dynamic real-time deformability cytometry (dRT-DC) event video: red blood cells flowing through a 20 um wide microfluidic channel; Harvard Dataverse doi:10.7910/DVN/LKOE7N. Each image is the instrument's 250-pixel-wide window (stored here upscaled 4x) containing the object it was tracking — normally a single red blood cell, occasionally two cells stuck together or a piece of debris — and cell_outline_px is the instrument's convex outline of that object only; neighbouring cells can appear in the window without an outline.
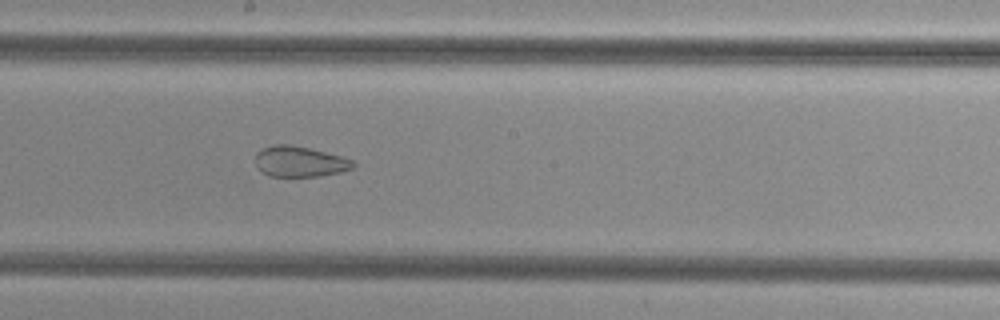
{"species": "common noctule bat (a hibernating species)", "species_latin": "Nyctalus noctula", "temperature_condition": "cold", "stored_images_in_passage": 42, "camera_frame_rate_fps": 3000, "um_per_image_px": 0.085, "animal": {"sex": "female", "body_mass_g": 29.2, "forearm_length_mm": 56.3}, "frame": {"image": 1, "passage_image": 28, "time_ms": 9.0, "image_size_px": [1000, 320], "cell_outline_px": [[356, 164], [352, 168], [340, 172], [320, 176], [268, 176], [260, 172], [256, 168], [256, 152], [272, 144], [288, 144], [308, 148], [340, 156], [352, 160]], "centroid_in_image_um": [25.43, 13.74], "position_along_channel_um": 222.8, "area_um2": 17.4}}
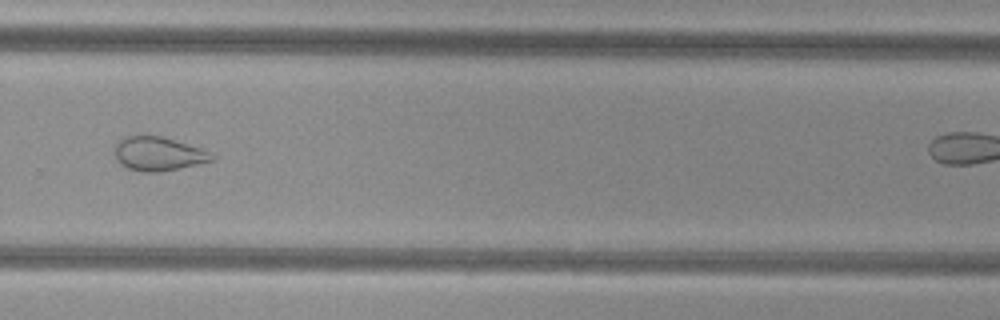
{"frame": {"image": 2, "passage_image": 35, "time_ms": 11.333, "image_size_px": [1000, 320], "cell_outline_px": [[216, 156], [212, 160], [196, 164], [160, 172], [140, 172], [128, 168], [120, 164], [116, 160], [116, 144], [120, 140], [128, 136], [164, 136], [200, 148]], "centroid_in_image_um": [13.44, 13.08], "position_along_channel_um": 316.4, "area_um2": 18.9}}
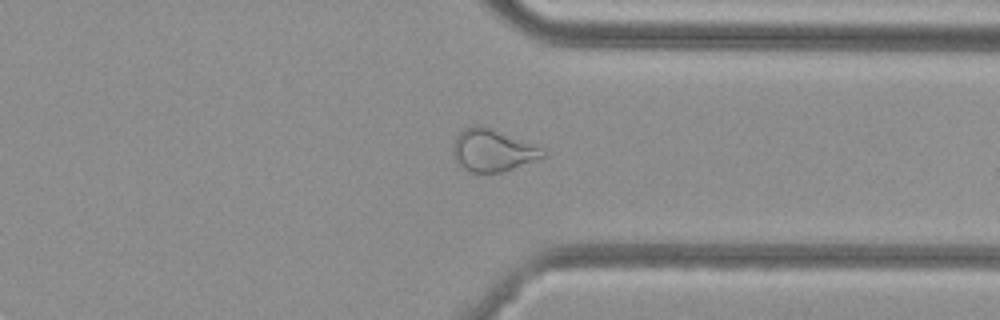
{"frame": {"image": 3, "passage_image": 39, "time_ms": 12.667, "image_size_px": [1000, 320], "cell_outline_px": [[548, 152], [544, 156], [504, 172], [472, 172], [464, 168], [456, 160], [452, 152], [452, 144], [456, 136], [464, 128], [488, 128], [544, 148]], "centroid_in_image_um": [41.88, 12.82], "position_along_channel_um": 369.5, "area_um2": 21.39}}